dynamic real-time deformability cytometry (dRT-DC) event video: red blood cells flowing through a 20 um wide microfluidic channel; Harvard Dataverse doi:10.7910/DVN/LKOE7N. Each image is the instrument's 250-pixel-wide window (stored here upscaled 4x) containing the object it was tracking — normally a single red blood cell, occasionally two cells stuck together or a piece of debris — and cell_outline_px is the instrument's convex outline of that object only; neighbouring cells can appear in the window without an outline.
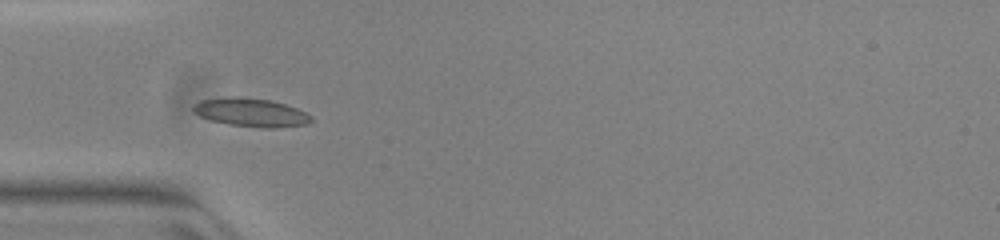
{"species": "common noctule bat (a hibernating species)", "species_latin": "Nyctalus noctula", "temperature_condition": "warm", "stored_images_in_passage": 37, "camera_frame_rate_fps": 3000, "um_per_image_px": 0.085, "animal": {"sex": "female", "body_mass_g": 23.0, "forearm_length_mm": 53.4}, "frame": {"image": 1, "passage_image": 1, "time_ms": 0.0, "image_size_px": [1000, 240], "cell_outline_px": [[312, 120], [308, 124], [272, 128], [260, 128], [228, 124], [212, 120], [200, 116], [192, 112], [192, 104], [200, 100], [224, 96], [240, 96], [272, 100], [296, 108], [312, 116]], "centroid_in_image_um": [21.28, 9.54], "position_along_channel_um": 63.7, "area_um2": 19.83}}
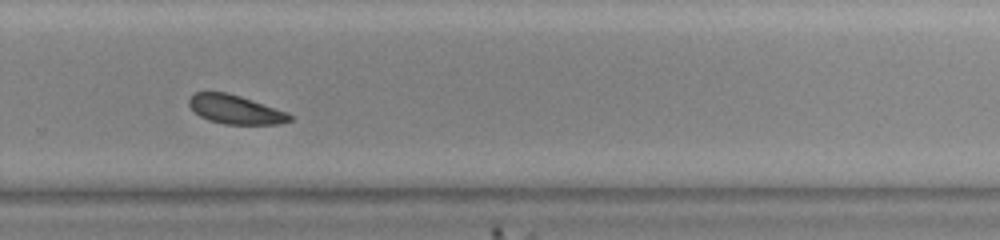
{"frame": {"image": 2, "passage_image": 20, "time_ms": 6.333, "image_size_px": [1000, 240], "cell_outline_px": [[292, 120], [280, 124], [224, 124], [208, 120], [200, 116], [188, 104], [188, 100], [196, 92], [224, 92], [240, 96], [288, 112], [292, 116]], "centroid_in_image_um": [20.03, 9.32], "position_along_channel_um": 309.8, "area_um2": 16.82}}
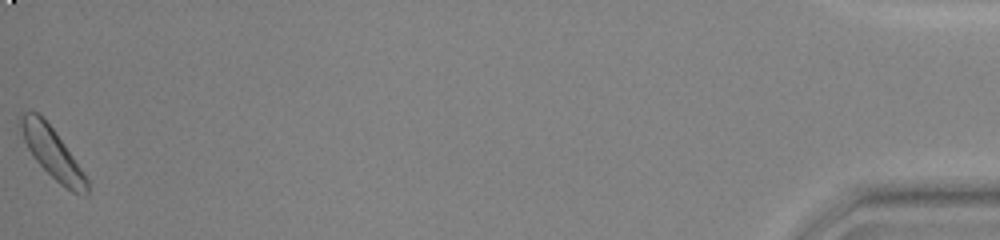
{"frame": {"image": 3, "passage_image": 37, "time_ms": 12.0, "image_size_px": [1000, 240], "cell_outline_px": [[88, 196], [84, 196], [72, 192], [60, 184], [32, 156], [24, 140], [20, 124], [20, 112], [36, 112], [52, 128], [64, 144], [88, 180]], "centroid_in_image_um": [4.45, 13.03], "position_along_channel_um": 430.7, "area_um2": 18.84}}